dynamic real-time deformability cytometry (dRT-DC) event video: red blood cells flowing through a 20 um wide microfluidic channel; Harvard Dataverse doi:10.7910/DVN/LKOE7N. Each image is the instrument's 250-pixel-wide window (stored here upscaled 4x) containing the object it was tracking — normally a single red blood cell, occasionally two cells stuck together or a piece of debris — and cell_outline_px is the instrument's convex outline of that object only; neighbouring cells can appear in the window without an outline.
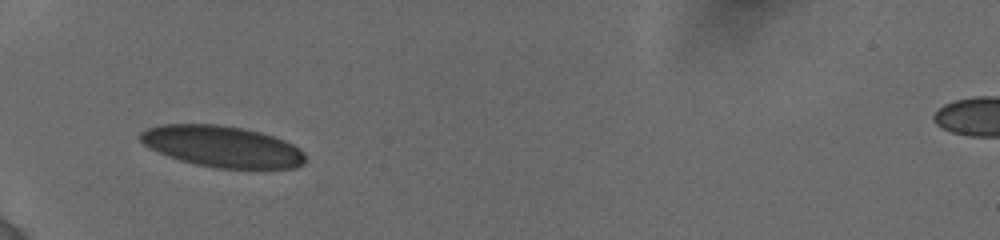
{"species": "human", "species_latin": "Homo sapiens", "temperature_condition": "cold", "stored_images_in_passage": 6, "camera_frame_rate_fps": 3000, "um_per_image_px": 0.085, "donor": {"sex": "female"}, "frame": {"image": 1, "passage_image": 1, "time_ms": 0.0, "image_size_px": [1000, 240], "cell_outline_px": [[304, 164], [296, 168], [216, 168], [196, 164], [180, 160], [168, 156], [144, 144], [140, 140], [140, 132], [148, 128], [164, 124], [220, 124], [244, 128], [260, 132], [284, 140], [300, 148], [304, 152]], "centroid_in_image_um": [18.91, 12.44], "position_along_channel_um": 66.1, "area_um2": 39.54}}